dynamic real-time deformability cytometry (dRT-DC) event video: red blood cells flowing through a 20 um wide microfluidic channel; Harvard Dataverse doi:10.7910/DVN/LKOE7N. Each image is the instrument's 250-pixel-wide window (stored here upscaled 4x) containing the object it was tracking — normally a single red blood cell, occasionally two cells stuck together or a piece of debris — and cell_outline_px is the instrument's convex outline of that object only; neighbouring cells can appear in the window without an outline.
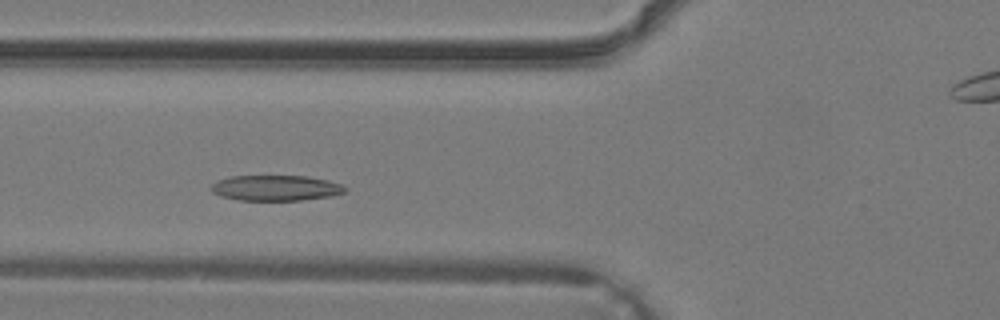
{"species": "common noctule bat (a hibernating species)", "species_latin": "Nyctalus noctula", "temperature_condition": "warm", "stored_images_in_passage": 32, "camera_frame_rate_fps": 3000, "um_per_image_px": 0.085, "animal": {"sex": "male", "body_mass_g": 19.2, "forearm_length_mm": 51.8}, "frame": {"image": 1, "passage_image": 8, "time_ms": 2.333, "image_size_px": [1000, 320], "cell_outline_px": [[348, 188], [344, 192], [332, 196], [300, 200], [236, 200], [212, 192], [208, 188], [212, 184], [220, 180], [232, 176], [304, 176], [328, 180], [340, 184]], "centroid_in_image_um": [23.45, 15.98], "position_along_channel_um": 102.4, "area_um2": 19.77}}
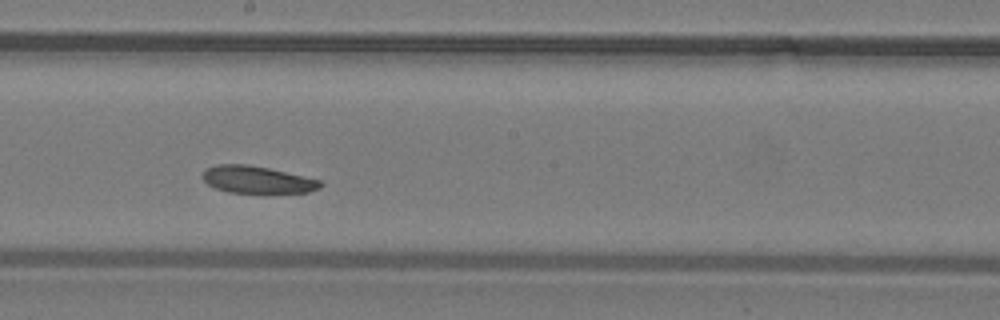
{"frame": {"image": 2, "passage_image": 15, "time_ms": 4.667, "image_size_px": [1000, 320], "cell_outline_px": [[324, 184], [320, 188], [308, 192], [228, 192], [216, 188], [208, 184], [204, 180], [204, 168], [216, 164], [248, 164], [268, 168], [320, 180]], "centroid_in_image_um": [21.85, 15.26], "position_along_channel_um": 226.4, "area_um2": 18.38}}
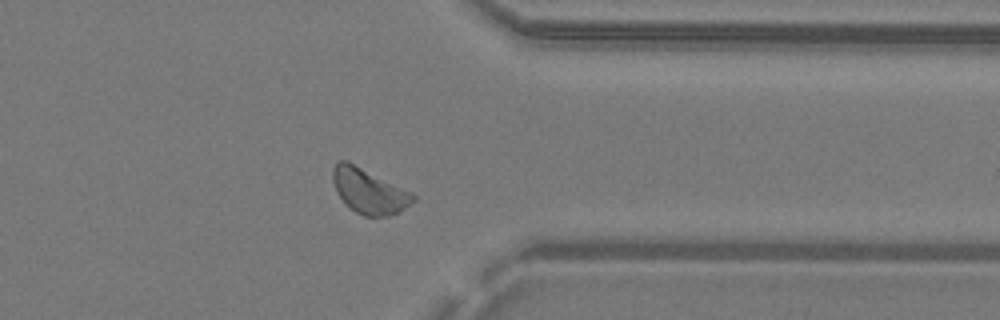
{"frame": {"image": 3, "passage_image": 24, "time_ms": 7.667, "image_size_px": [1000, 320], "cell_outline_px": [[416, 200], [404, 208], [388, 216], [364, 216], [348, 208], [336, 192], [332, 180], [332, 168], [336, 160], [348, 160], [412, 192], [416, 196]], "centroid_in_image_um": [31.32, 16.21], "position_along_channel_um": 380.1, "area_um2": 21.27}}